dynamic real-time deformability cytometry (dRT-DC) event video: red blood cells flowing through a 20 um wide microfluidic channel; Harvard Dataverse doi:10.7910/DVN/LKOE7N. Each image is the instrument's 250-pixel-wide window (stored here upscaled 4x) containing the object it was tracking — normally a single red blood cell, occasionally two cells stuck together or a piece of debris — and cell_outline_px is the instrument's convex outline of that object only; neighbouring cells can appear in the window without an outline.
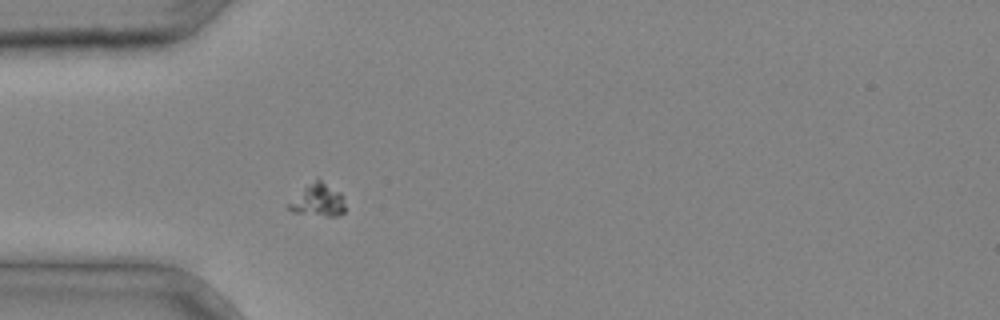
{"species": "common noctule bat (a hibernating species)", "species_latin": "Nyctalus noctula", "temperature_condition": "cold", "stored_images_in_passage": 4, "segment_of_instrument_passage": [2, 2], "camera_frame_rate_fps": 3000, "um_per_image_px": 0.085, "animal": {"sex": "male", "body_mass_g": 20.4}, "frame": {"image": 1, "passage_image": 4, "time_ms": 1.0, "image_size_px": [1000, 320], "cell_outline_px": [[344, 212], [336, 216], [324, 216], [292, 212], [288, 208], [288, 204], [304, 188], [316, 180], [320, 180], [340, 192], [344, 204]], "centroid_in_image_um": [27.04, 17.05], "position_along_channel_um": 58.0, "area_um2": 10.23}}